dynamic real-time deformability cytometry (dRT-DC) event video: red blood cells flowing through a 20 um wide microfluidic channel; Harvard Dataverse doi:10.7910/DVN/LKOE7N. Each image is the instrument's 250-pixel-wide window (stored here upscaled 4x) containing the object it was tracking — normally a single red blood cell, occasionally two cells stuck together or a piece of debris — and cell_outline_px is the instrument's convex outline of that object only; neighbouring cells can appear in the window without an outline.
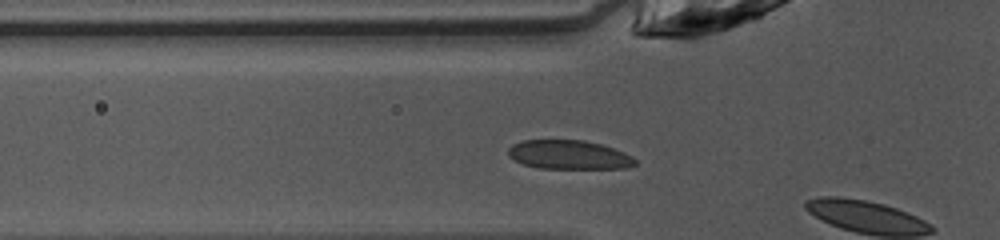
{"species": "common noctule bat (a hibernating species)", "species_latin": "Nyctalus noctula", "temperature_condition": "warm", "stored_images_in_passage": 4, "camera_frame_rate_fps": 3000, "um_per_image_px": 0.085, "animal": {"sex": "female", "body_mass_g": 10.0, "forearm_length_mm": 53.1}, "frame": {"image": 1, "passage_image": 3, "time_ms": 0.667, "image_size_px": [1000, 240], "cell_outline_px": [[636, 164], [628, 168], [540, 168], [524, 164], [508, 156], [508, 148], [512, 144], [524, 140], [584, 140], [600, 144], [624, 152], [632, 156], [636, 160]], "centroid_in_image_um": [48.36, 13.15], "position_along_channel_um": 77.4, "area_um2": 21.33}}